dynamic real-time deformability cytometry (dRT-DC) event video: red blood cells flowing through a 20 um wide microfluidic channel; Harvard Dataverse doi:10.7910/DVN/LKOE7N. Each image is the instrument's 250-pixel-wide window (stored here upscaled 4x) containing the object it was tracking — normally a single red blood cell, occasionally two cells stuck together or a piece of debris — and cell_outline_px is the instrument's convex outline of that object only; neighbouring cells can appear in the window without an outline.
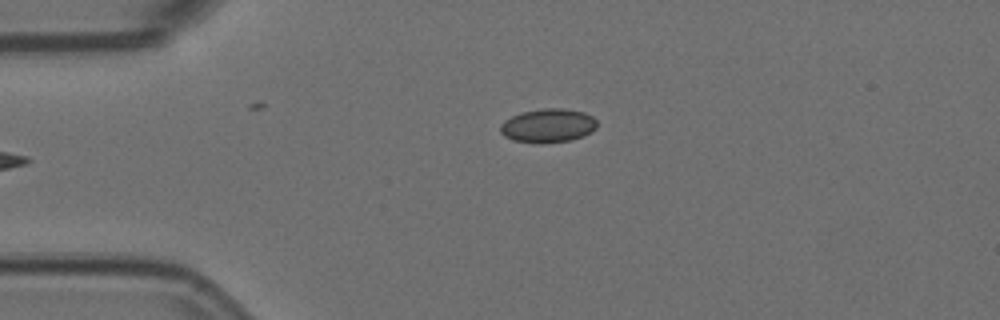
{"species": "Egyptian fruit bat (a non-hibernating species)", "species_latin": "Rousettus aegyptiacus", "temperature_condition": "room temperature", "stored_images_in_passage": 5, "camera_frame_rate_fps": 3000, "um_per_image_px": 0.085, "animal": {"sex": "female"}, "frame": {"image": 1, "passage_image": 5, "time_ms": 1.333, "image_size_px": [1000, 320], "cell_outline_px": [[596, 128], [592, 132], [584, 136], [572, 140], [536, 144], [512, 140], [504, 136], [500, 132], [500, 124], [504, 120], [512, 116], [524, 112], [544, 108], [560, 108], [584, 112], [592, 116], [596, 120]], "centroid_in_image_um": [46.57, 10.69], "position_along_channel_um": 38.4, "area_um2": 19.19}}